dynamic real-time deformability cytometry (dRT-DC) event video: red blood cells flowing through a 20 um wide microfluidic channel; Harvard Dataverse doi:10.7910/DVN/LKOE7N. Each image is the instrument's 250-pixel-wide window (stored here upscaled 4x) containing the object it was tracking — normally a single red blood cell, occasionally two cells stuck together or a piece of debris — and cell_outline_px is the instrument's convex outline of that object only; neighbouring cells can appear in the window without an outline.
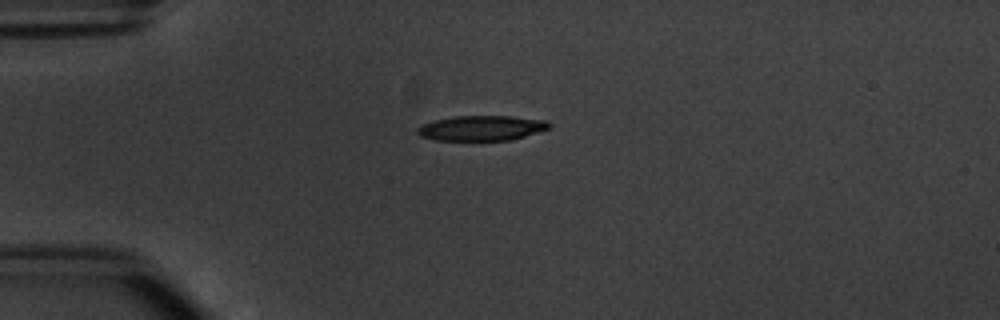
{"species": "common noctule bat (a hibernating species)", "species_latin": "Nyctalus noctula", "temperature_condition": "warm", "stored_images_in_passage": 3, "camera_frame_rate_fps": 3000, "um_per_image_px": 0.085, "animal": {"sex": "male", "body_mass_g": 20.1, "forearm_length_mm": 53.5}, "frame": {"image": 1, "passage_image": 1, "time_ms": 0.0, "image_size_px": [1000, 320], "cell_outline_px": [[552, 124], [548, 128], [512, 140], [436, 140], [420, 136], [416, 132], [416, 128], [424, 124], [436, 120], [456, 116], [512, 116], [544, 120]], "centroid_in_image_um": [40.91, 10.89], "position_along_channel_um": 44.1, "area_um2": 19.02}}